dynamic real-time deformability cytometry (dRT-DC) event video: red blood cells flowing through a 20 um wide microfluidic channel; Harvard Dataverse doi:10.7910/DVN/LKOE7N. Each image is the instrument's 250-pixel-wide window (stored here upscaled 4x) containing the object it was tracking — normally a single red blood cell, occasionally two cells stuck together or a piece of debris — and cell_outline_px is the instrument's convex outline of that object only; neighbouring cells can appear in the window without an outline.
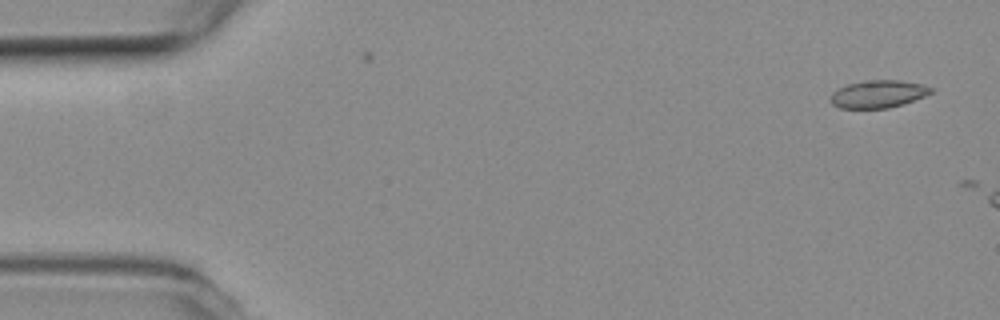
{"species": "common noctule bat (a hibernating species)", "species_latin": "Nyctalus noctula", "temperature_condition": "room temperature", "stored_images_in_passage": 3, "camera_frame_rate_fps": 3000, "um_per_image_px": 0.085, "animal": {"sex": "female", "body_mass_g": 19.3, "forearm_length_mm": 54.1}, "frame": {"image": 1, "passage_image": 1, "time_ms": 0.0, "image_size_px": [1000, 320], "cell_outline_px": [[932, 92], [924, 96], [904, 104], [888, 108], [840, 108], [832, 104], [832, 92], [848, 84], [864, 80], [900, 80], [920, 84], [932, 88]], "centroid_in_image_um": [74.65, 7.99], "position_along_channel_um": 10.4, "area_um2": 15.95}}